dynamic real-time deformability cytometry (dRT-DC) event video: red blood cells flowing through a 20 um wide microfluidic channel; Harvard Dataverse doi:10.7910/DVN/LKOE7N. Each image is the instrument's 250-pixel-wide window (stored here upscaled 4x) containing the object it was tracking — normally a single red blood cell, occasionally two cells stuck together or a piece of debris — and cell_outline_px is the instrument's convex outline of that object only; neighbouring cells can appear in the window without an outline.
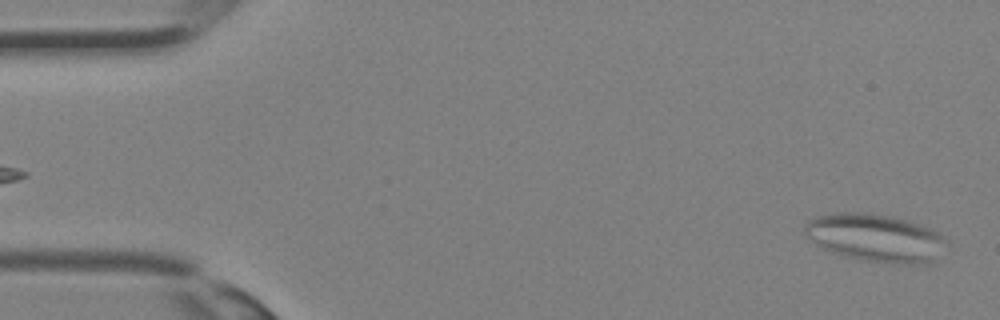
{"species": "Egyptian fruit bat (a non-hibernating species)", "species_latin": "Rousettus aegyptiacus", "temperature_condition": "room temperature", "stored_images_in_passage": 8, "camera_frame_rate_fps": 3000, "um_per_image_px": 0.085, "animal": {"sex": "female"}, "frame": {"image": 1, "passage_image": 1, "time_ms": 0.0, "image_size_px": [1000, 320], "cell_outline_px": [[948, 244], [936, 264], [892, 264], [860, 260], [844, 256], [832, 252], [816, 244], [804, 236], [804, 224], [808, 220], [820, 216], [836, 212], [864, 212], [892, 216], [928, 228], [944, 236], [948, 240]], "centroid_in_image_um": [74.46, 20.25], "position_along_channel_um": 10.5, "area_um2": 40.17}}